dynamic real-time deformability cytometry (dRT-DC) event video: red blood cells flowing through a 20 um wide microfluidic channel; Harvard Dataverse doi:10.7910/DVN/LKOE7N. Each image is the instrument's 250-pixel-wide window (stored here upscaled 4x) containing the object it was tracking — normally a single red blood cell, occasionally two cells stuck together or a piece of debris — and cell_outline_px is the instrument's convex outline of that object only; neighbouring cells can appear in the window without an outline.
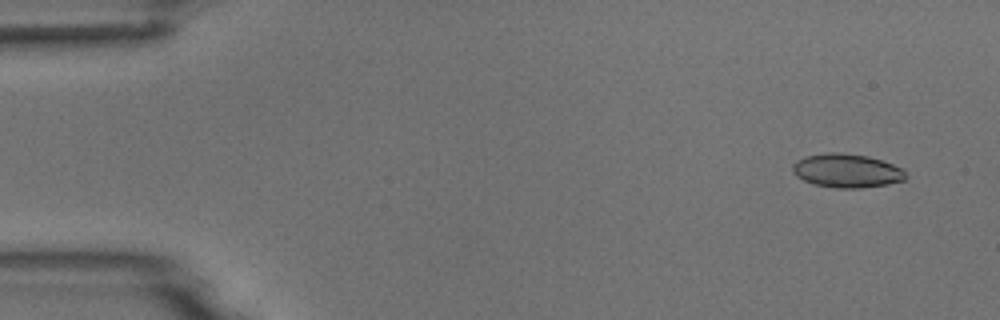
{"species": "common noctule bat (a hibernating species)", "species_latin": "Nyctalus noctula", "temperature_condition": "room temperature", "stored_images_in_passage": 7, "camera_frame_rate_fps": 3000, "um_per_image_px": 0.085, "animal": {"sex": "male", "body_mass_g": 18.8}, "frame": {"image": 1, "passage_image": 2, "time_ms": 1.0, "image_size_px": [1000, 320], "cell_outline_px": [[908, 176], [904, 180], [888, 184], [860, 188], [836, 188], [812, 184], [796, 176], [792, 172], [792, 164], [796, 160], [804, 156], [828, 152], [840, 152], [868, 156], [904, 168]], "centroid_in_image_um": [71.97, 14.5], "position_along_channel_um": 13.0, "area_um2": 22.54}}
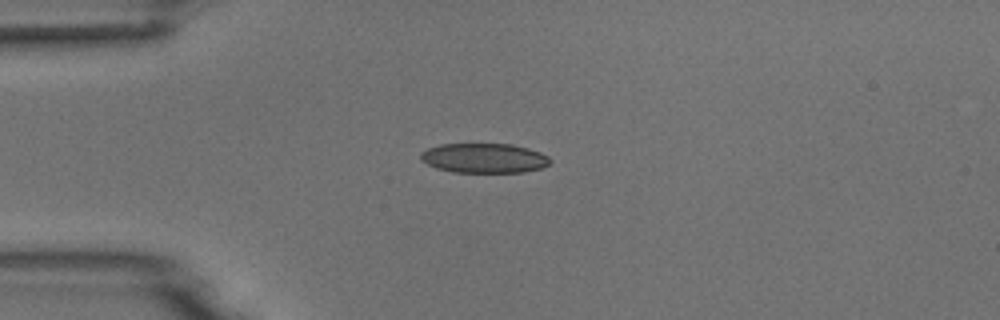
{"frame": {"image": 2, "passage_image": 5, "time_ms": 4.333, "image_size_px": [1000, 320], "cell_outline_px": [[552, 160], [548, 164], [540, 168], [524, 172], [452, 172], [436, 168], [420, 160], [420, 152], [428, 148], [440, 144], [512, 144], [528, 148], [540, 152], [548, 156]], "centroid_in_image_um": [41.13, 13.44], "position_along_channel_um": 43.9, "area_um2": 22.43}}
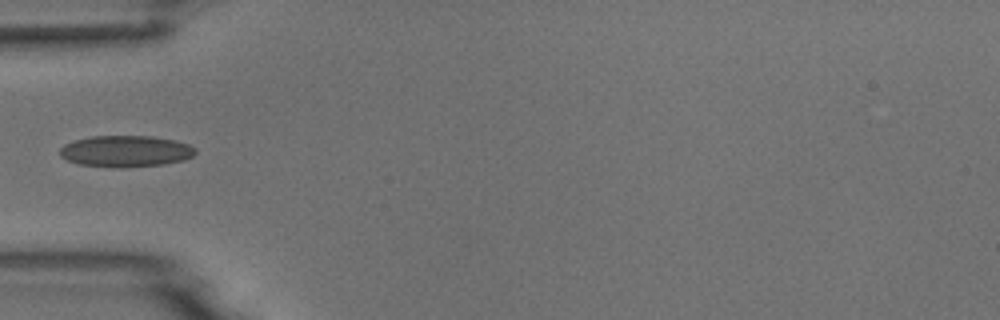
{"frame": {"image": 3, "passage_image": 6, "time_ms": 5.667, "image_size_px": [1000, 320], "cell_outline_px": [[196, 152], [192, 156], [184, 160], [164, 164], [120, 168], [112, 168], [80, 164], [68, 160], [60, 156], [60, 148], [64, 144], [76, 140], [92, 136], [152, 136], [172, 140], [188, 144], [196, 148]], "centroid_in_image_um": [10.68, 12.86], "position_along_channel_um": 74.3, "area_um2": 24.8}}